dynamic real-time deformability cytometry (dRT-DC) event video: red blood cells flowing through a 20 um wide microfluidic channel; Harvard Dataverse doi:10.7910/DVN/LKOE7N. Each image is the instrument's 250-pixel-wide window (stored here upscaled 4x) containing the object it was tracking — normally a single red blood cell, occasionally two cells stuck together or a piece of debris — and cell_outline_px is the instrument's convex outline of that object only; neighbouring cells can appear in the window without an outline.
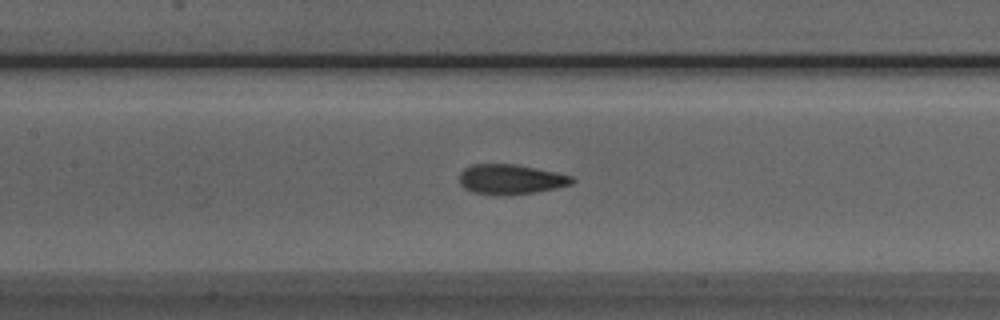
{"species": "Egyptian fruit bat (a non-hibernating species)", "species_latin": "Rousettus aegyptiacus", "temperature_condition": "room temperature", "stored_images_in_passage": 40, "segment_of_instrument_passage": [1, 2], "camera_frame_rate_fps": 3000, "um_per_image_px": 0.085, "animal": {"sex": "male"}, "frame": {"image": 1, "passage_image": 10, "time_ms": 3.0, "image_size_px": [1000, 320], "cell_outline_px": [[576, 180], [572, 184], [556, 188], [536, 192], [500, 196], [496, 196], [472, 192], [464, 188], [460, 184], [460, 172], [464, 168], [472, 164], [516, 164], [556, 172], [572, 176]], "centroid_in_image_um": [43.4, 15.25], "position_along_channel_um": 164.0, "area_um2": 19.88}}
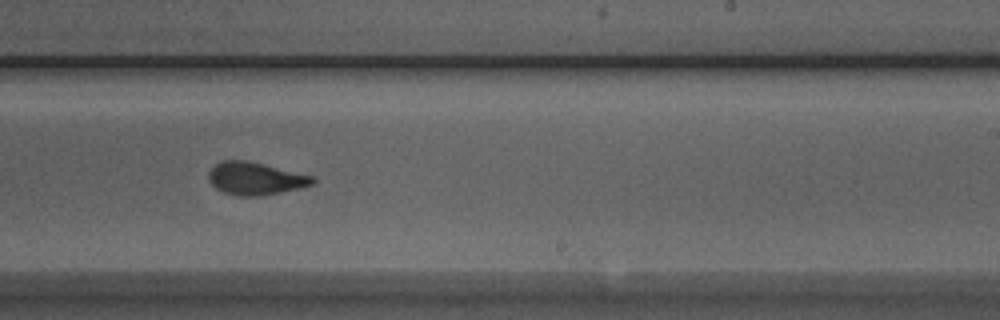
{"frame": {"image": 2, "passage_image": 18, "time_ms": 5.667, "image_size_px": [1000, 320], "cell_outline_px": [[316, 180], [312, 184], [280, 192], [260, 196], [240, 196], [224, 192], [216, 188], [208, 180], [208, 172], [220, 160], [244, 160], [312, 176]], "centroid_in_image_um": [21.64, 15.17], "position_along_channel_um": 267.4, "area_um2": 19.31}}
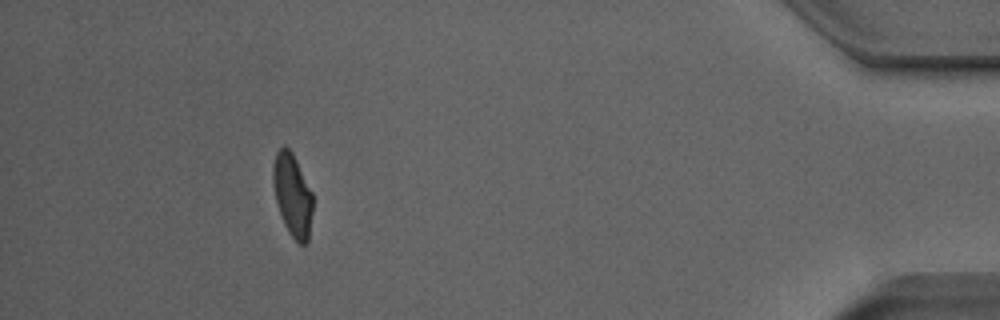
{"frame": {"image": 3, "passage_image": 34, "time_ms": 11.0, "image_size_px": [1000, 320], "cell_outline_px": [[312, 212], [308, 244], [300, 244], [288, 232], [280, 216], [272, 184], [272, 164], [276, 152], [284, 144], [292, 152], [312, 192]], "centroid_in_image_um": [24.84, 16.57], "position_along_channel_um": 410.4, "area_um2": 19.31}}